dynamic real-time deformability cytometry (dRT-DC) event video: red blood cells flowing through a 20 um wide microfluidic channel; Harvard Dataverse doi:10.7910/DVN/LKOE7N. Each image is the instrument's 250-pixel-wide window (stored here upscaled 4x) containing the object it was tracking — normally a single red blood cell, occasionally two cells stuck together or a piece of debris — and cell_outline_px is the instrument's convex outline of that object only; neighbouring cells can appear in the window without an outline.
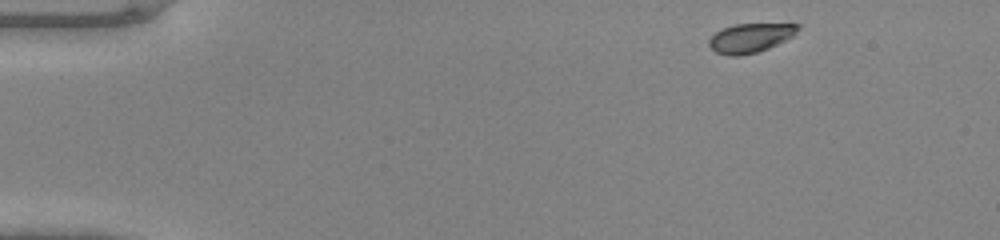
{"species": "common noctule bat (a hibernating species)", "species_latin": "Nyctalus noctula", "temperature_condition": "warm", "stored_images_in_passage": 44, "camera_frame_rate_fps": 3000, "um_per_image_px": 0.085, "animal": {"sex": "male", "body_mass_g": 20.0, "forearm_length_mm": 53.3}, "frame": {"image": 1, "passage_image": 1, "time_ms": 0.0, "image_size_px": [1000, 240], "cell_outline_px": [[800, 28], [792, 36], [768, 48], [756, 52], [740, 56], [728, 56], [716, 52], [708, 44], [708, 40], [716, 32], [724, 28], [736, 24], [800, 24]], "centroid_in_image_um": [63.76, 3.23], "position_along_channel_um": 21.2, "area_um2": 14.85}}
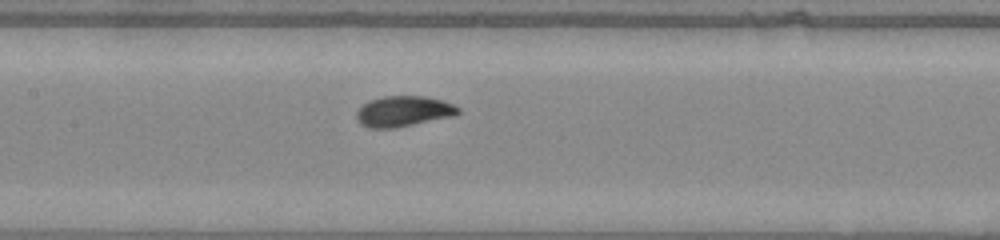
{"frame": {"image": 2, "passage_image": 19, "time_ms": 6.0, "image_size_px": [1000, 240], "cell_outline_px": [[460, 112], [456, 116], [392, 128], [368, 128], [360, 124], [356, 120], [356, 112], [368, 100], [384, 96], [424, 96], [444, 100], [460, 108]], "centroid_in_image_um": [34.3, 9.46], "position_along_channel_um": 173.1, "area_um2": 18.26}}
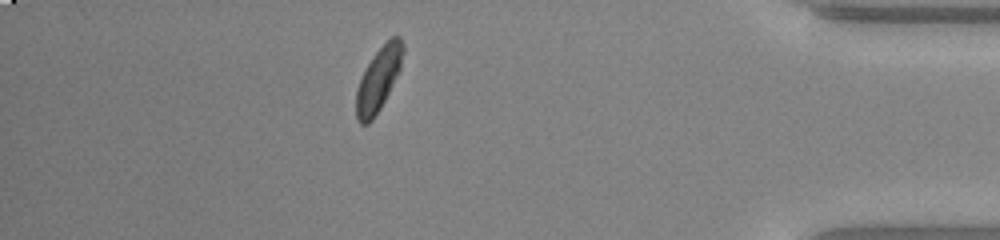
{"frame": {"image": 3, "passage_image": 38, "time_ms": 12.333, "image_size_px": [1000, 240], "cell_outline_px": [[404, 52], [400, 68], [380, 108], [372, 120], [368, 124], [360, 124], [356, 116], [356, 88], [368, 64], [376, 52], [392, 36], [400, 36], [404, 48]], "centroid_in_image_um": [32.16, 6.74], "position_along_channel_um": 403.0, "area_um2": 16.88}}